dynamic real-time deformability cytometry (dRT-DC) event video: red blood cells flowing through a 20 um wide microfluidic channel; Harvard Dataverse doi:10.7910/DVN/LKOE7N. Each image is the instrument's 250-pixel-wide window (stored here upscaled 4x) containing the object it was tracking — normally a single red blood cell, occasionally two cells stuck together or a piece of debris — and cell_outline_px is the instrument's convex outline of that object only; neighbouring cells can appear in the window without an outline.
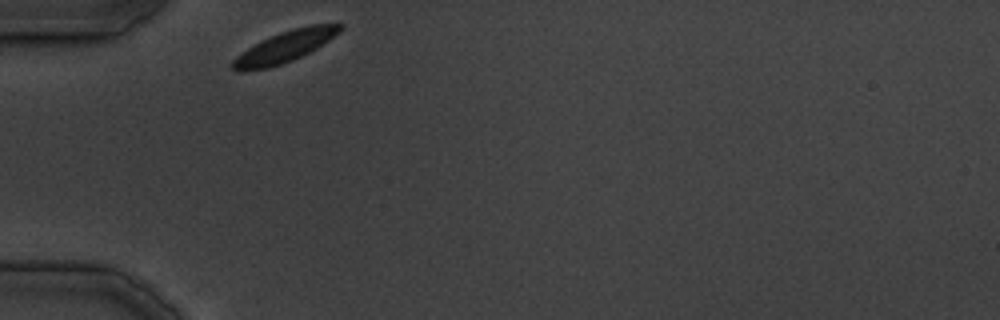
{"species": "common noctule bat (a hibernating species)", "species_latin": "Nyctalus noctula", "temperature_condition": "cold", "stored_images_in_passage": 21, "camera_frame_rate_fps": 3000, "um_per_image_px": 0.085, "animal": {"sex": "male", "body_mass_g": 19.5, "forearm_length_mm": 54.6}, "frame": {"image": 1, "passage_image": 1, "time_ms": 0.0, "image_size_px": [1000, 320], "cell_outline_px": [[344, 28], [340, 32], [316, 48], [292, 60], [268, 68], [244, 72], [240, 72], [232, 68], [232, 60], [236, 56], [248, 48], [272, 36], [296, 28], [312, 24], [344, 24]], "centroid_in_image_um": [24.21, 3.99], "position_along_channel_um": 60.8, "area_um2": 18.96}}
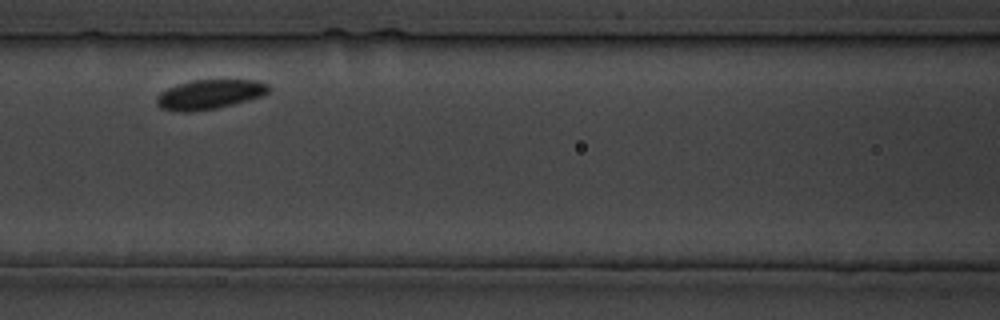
{"frame": {"image": 2, "passage_image": 7, "time_ms": 7.333, "image_size_px": [1000, 320], "cell_outline_px": [[268, 92], [260, 96], [248, 100], [216, 108], [188, 112], [184, 112], [160, 108], [156, 104], [156, 96], [160, 92], [168, 88], [180, 84], [196, 80], [256, 80], [268, 84]], "centroid_in_image_um": [17.78, 8.02], "position_along_channel_um": 148.8, "area_um2": 18.96}}